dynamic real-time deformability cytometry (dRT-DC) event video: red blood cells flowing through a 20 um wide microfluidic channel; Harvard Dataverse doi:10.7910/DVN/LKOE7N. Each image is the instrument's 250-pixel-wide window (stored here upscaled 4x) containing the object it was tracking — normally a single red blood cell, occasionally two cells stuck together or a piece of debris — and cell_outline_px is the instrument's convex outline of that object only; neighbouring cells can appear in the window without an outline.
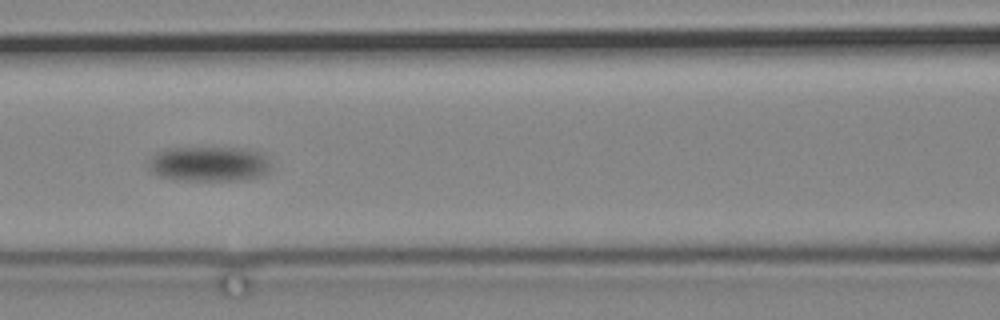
{"species": "common noctule bat (a hibernating species)", "species_latin": "Nyctalus noctula", "temperature_condition": "cold", "stored_images_in_passage": 10, "camera_frame_rate_fps": 3000, "um_per_image_px": 0.085, "animal": {"sex": "male", "body_mass_g": 19.2, "forearm_length_mm": 51.8}, "frame": {"image": 1, "passage_image": 9, "time_ms": 11.0, "image_size_px": [1000, 320], "cell_outline_px": [[268, 172], [260, 176], [244, 180], [188, 180], [156, 176], [148, 172], [148, 164], [152, 156], [156, 152], [168, 148], [248, 148], [260, 152], [268, 160]], "centroid_in_image_um": [17.72, 13.93], "position_along_channel_um": 148.9, "area_um2": 25.03}}